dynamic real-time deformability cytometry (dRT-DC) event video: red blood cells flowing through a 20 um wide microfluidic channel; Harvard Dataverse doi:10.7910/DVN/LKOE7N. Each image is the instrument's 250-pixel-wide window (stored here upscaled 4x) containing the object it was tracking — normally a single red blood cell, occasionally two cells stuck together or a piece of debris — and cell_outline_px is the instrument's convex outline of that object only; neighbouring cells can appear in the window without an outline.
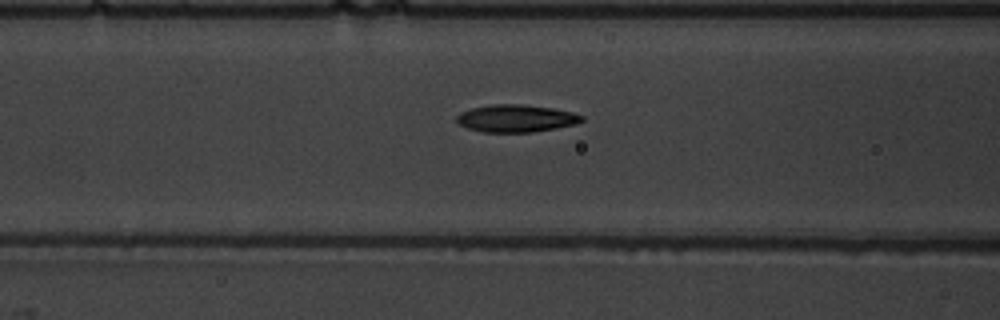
{"species": "common noctule bat (a hibernating species)", "species_latin": "Nyctalus noctula", "temperature_condition": "warm", "stored_images_in_passage": 54, "camera_frame_rate_fps": 3000, "um_per_image_px": 0.085, "animal": {"sex": "male", "body_mass_g": 19.5, "forearm_length_mm": 54.6}, "frame": {"image": 1, "passage_image": 23, "time_ms": 7.333, "image_size_px": [1000, 320], "cell_outline_px": [[584, 120], [576, 124], [556, 128], [532, 132], [484, 132], [468, 128], [460, 124], [456, 120], [456, 116], [460, 112], [472, 108], [492, 104], [520, 104], [552, 108], [572, 112], [584, 116]], "centroid_in_image_um": [43.87, 10.06], "position_along_channel_um": 122.7, "area_um2": 19.94}}
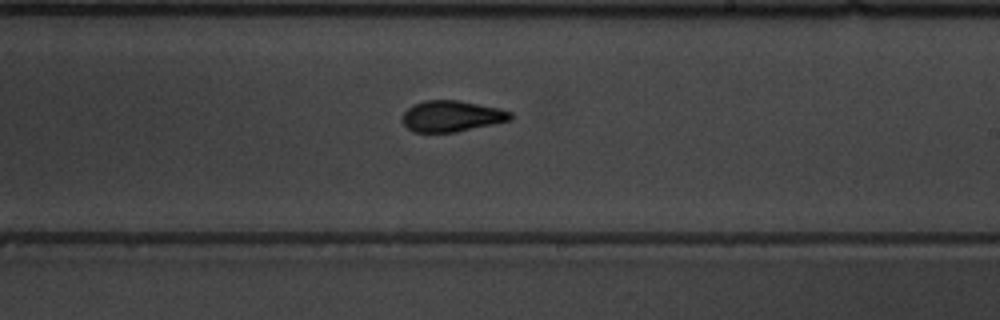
{"frame": {"image": 2, "passage_image": 33, "time_ms": 10.667, "image_size_px": [1000, 320], "cell_outline_px": [[512, 120], [456, 132], [412, 132], [404, 124], [404, 112], [408, 108], [424, 100], [460, 100], [500, 108], [512, 112]], "centroid_in_image_um": [38.44, 9.87], "position_along_channel_um": 250.6, "area_um2": 19.54}}
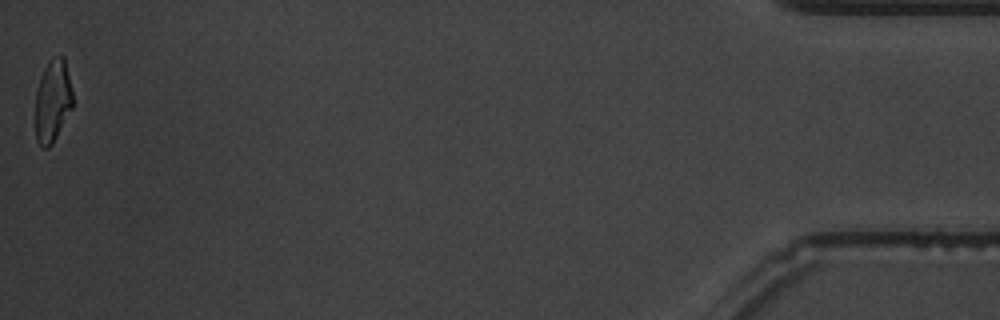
{"frame": {"image": 3, "passage_image": 54, "time_ms": 17.667, "image_size_px": [1000, 320], "cell_outline_px": [[72, 108], [52, 144], [48, 148], [44, 148], [36, 140], [36, 92], [40, 76], [48, 60], [52, 56], [64, 56], [72, 92]], "centroid_in_image_um": [4.47, 8.55], "position_along_channel_um": 430.7, "area_um2": 17.86}, "authors_computed_cell_mechanics": {"area_um2": 19.1607, "velocity_mm_per_s": 3.8357, "shape_relaxation_time_tau1_ms": 3.1317, "shape_relaxation_time_tau2_ms": 1.3328, "deformation_change_tau1": 0.1602, "deformation_change_tau2": 0.0737}}